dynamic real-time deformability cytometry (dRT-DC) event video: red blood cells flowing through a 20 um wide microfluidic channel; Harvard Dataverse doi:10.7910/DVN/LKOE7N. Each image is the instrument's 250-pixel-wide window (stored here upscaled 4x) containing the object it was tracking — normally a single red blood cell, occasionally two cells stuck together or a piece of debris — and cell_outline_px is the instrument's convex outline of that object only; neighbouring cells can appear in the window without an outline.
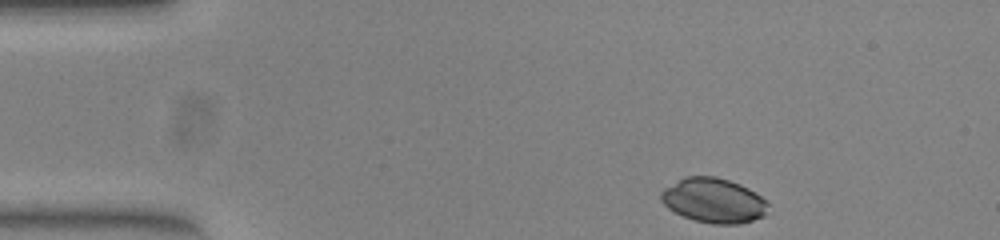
{"species": "common noctule bat (a hibernating species)", "species_latin": "Nyctalus noctula", "temperature_condition": "warm", "stored_images_in_passage": 39, "camera_frame_rate_fps": 3000, "um_per_image_px": 0.085, "animal": {"sex": "female", "body_mass_g": 23.0, "forearm_length_mm": 53.4}, "frame": {"image": 1, "passage_image": 1, "time_ms": 0.0, "image_size_px": [1000, 240], "cell_outline_px": [[768, 204], [764, 216], [740, 224], [712, 224], [696, 220], [684, 216], [668, 208], [660, 200], [660, 192], [664, 188], [684, 176], [716, 176], [740, 184], [748, 188], [760, 196]], "centroid_in_image_um": [60.63, 17.03], "position_along_channel_um": 24.4, "area_um2": 27.74}}
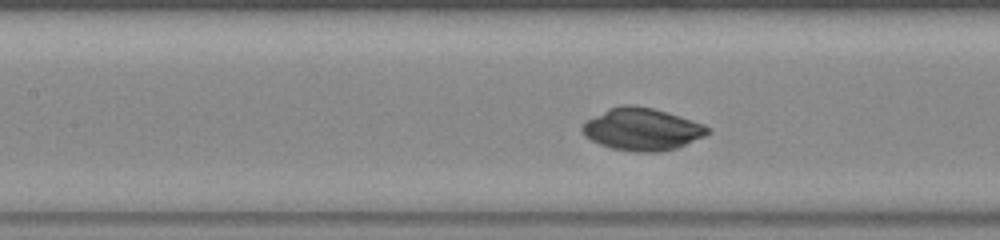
{"frame": {"image": 2, "passage_image": 17, "time_ms": 5.333, "image_size_px": [1000, 240], "cell_outline_px": [[712, 132], [704, 136], [676, 148], [660, 152], [632, 152], [612, 148], [600, 144], [584, 136], [580, 128], [588, 120], [608, 108], [620, 104], [632, 104], [652, 108], [668, 112], [704, 124]], "centroid_in_image_um": [54.57, 10.98], "position_along_channel_um": 152.8, "area_um2": 30.92}}
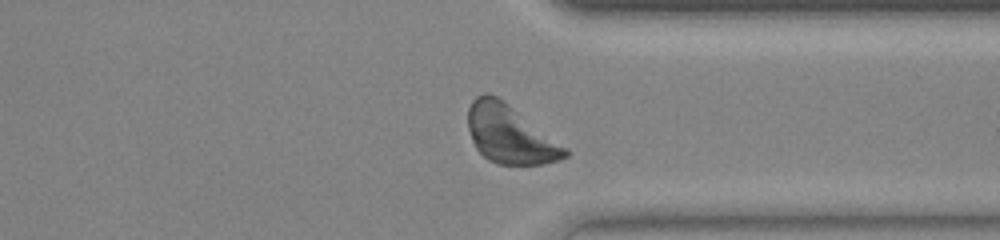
{"frame": {"image": 3, "passage_image": 34, "time_ms": 11.0, "image_size_px": [1000, 240], "cell_outline_px": [[568, 156], [560, 160], [544, 164], [500, 164], [488, 160], [476, 148], [472, 140], [468, 128], [468, 108], [472, 100], [476, 96], [484, 92], [488, 92], [504, 100], [568, 148]], "centroid_in_image_um": [43.34, 11.4], "position_along_channel_um": 368.1, "area_um2": 33.06}}